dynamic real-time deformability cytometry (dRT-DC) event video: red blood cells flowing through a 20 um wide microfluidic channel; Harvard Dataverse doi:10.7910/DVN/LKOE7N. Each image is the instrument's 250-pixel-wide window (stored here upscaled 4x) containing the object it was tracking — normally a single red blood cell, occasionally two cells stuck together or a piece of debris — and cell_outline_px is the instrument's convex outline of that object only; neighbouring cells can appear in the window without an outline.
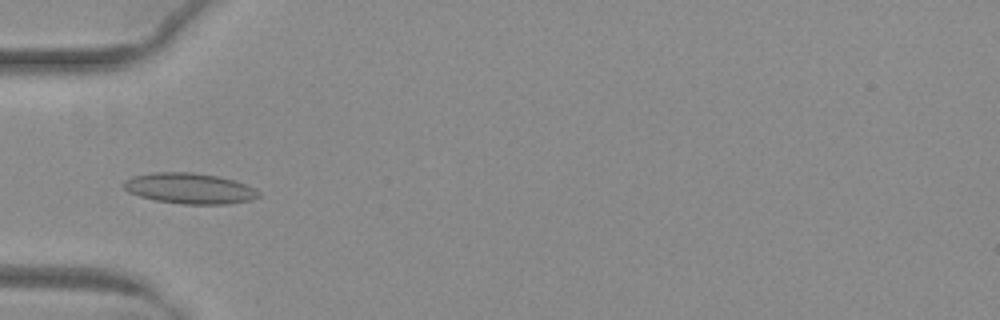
{"species": "common noctule bat (a hibernating species)", "species_latin": "Nyctalus noctula", "temperature_condition": "warm", "stored_images_in_passage": 35, "camera_frame_rate_fps": 3000, "um_per_image_px": 0.085, "animal": {"sex": "female", "body_mass_g": 29.2, "forearm_length_mm": 56.3}, "frame": {"image": 1, "passage_image": 1, "time_ms": 0.0, "image_size_px": [1000, 320], "cell_outline_px": [[260, 196], [252, 200], [228, 204], [180, 204], [156, 200], [140, 196], [128, 192], [120, 184], [124, 180], [132, 176], [156, 172], [192, 172], [216, 176], [236, 180], [256, 188], [260, 192]], "centroid_in_image_um": [16.13, 16.01], "position_along_channel_um": 68.9, "area_um2": 24.39}}
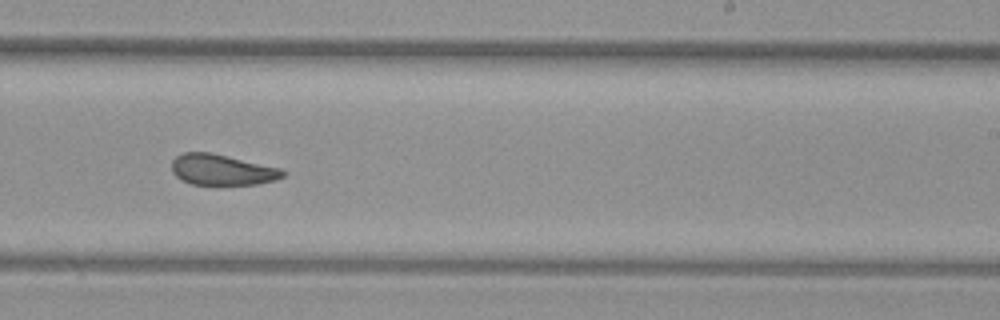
{"frame": {"image": 2, "passage_image": 16, "time_ms": 5.0, "image_size_px": [1000, 320], "cell_outline_px": [[288, 172], [284, 176], [276, 180], [256, 184], [216, 188], [192, 184], [180, 180], [172, 172], [172, 160], [176, 156], [184, 152], [212, 152], [280, 168]], "centroid_in_image_um": [18.87, 14.48], "position_along_channel_um": 270.1, "area_um2": 20.92}}
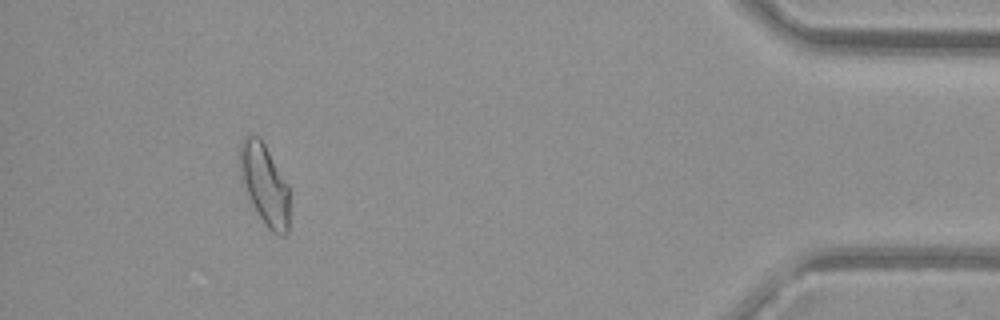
{"frame": {"image": 3, "passage_image": 31, "time_ms": 10.0, "image_size_px": [1000, 320], "cell_outline_px": [[288, 232], [284, 236], [280, 236], [272, 232], [264, 224], [252, 204], [240, 180], [240, 144], [244, 136], [260, 136], [288, 184]], "centroid_in_image_um": [22.48, 15.68], "position_along_channel_um": 412.7, "area_um2": 23.35}, "authors_computed_cell_mechanics": {"area_um2": 21.2126, "velocity_mm_per_s": 4.0412, "shape_relaxation_time_tau1_ms": 10.6723, "shape_relaxation_time_tau2_ms": 2.0979, "deformation_change_tau1": 0.209, "deformation_change_tau2": 0.0716}}